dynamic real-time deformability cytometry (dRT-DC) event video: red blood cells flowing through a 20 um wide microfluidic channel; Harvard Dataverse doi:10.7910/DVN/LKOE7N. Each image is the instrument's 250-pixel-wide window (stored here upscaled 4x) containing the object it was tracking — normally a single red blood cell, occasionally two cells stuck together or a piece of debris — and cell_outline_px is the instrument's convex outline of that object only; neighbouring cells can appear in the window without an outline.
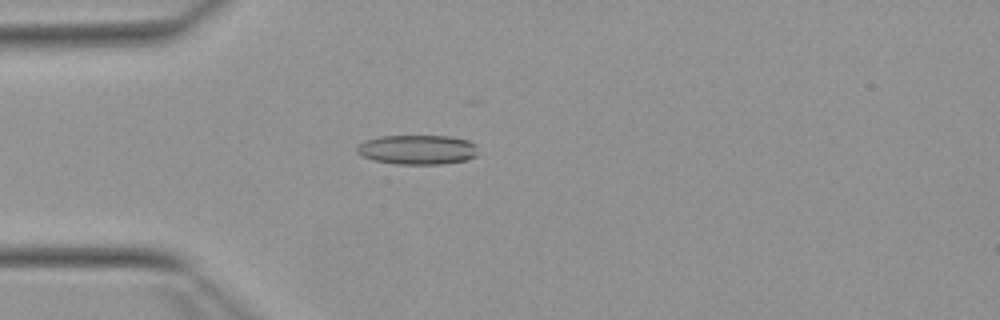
{"species": "Egyptian fruit bat (a non-hibernating species)", "species_latin": "Rousettus aegyptiacus", "temperature_condition": "warm", "stored_images_in_passage": 39, "camera_frame_rate_fps": 3000, "um_per_image_px": 0.085, "animal": {"sex": "female"}, "frame": {"image": 1, "passage_image": 14, "time_ms": 4.333, "image_size_px": [1000, 320], "cell_outline_px": [[476, 156], [464, 160], [444, 164], [396, 164], [372, 160], [356, 152], [356, 148], [364, 140], [380, 136], [452, 136], [468, 140], [476, 144]], "centroid_in_image_um": [35.47, 12.72], "position_along_channel_um": 49.5, "area_um2": 20.92}}
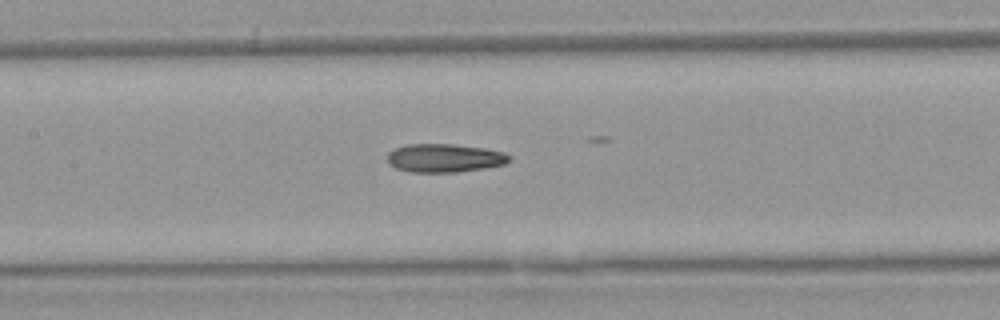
{"frame": {"image": 2, "passage_image": 24, "time_ms": 7.667, "image_size_px": [1000, 320], "cell_outline_px": [[512, 156], [504, 164], [484, 168], [456, 172], [412, 172], [396, 168], [388, 164], [388, 152], [396, 148], [408, 144], [452, 144], [484, 148], [504, 152]], "centroid_in_image_um": [37.77, 13.43], "position_along_channel_um": 169.6, "area_um2": 20.11}}
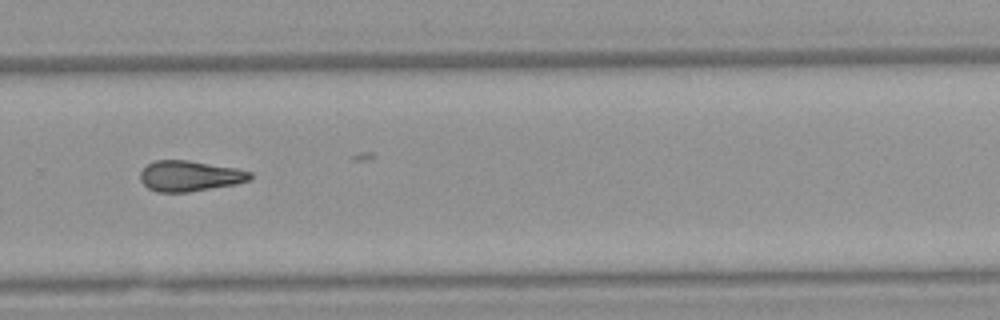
{"frame": {"image": 3, "passage_image": 35, "time_ms": 11.333, "image_size_px": [1000, 320], "cell_outline_px": [[252, 176], [248, 180], [236, 184], [188, 192], [156, 192], [148, 188], [140, 180], [140, 172], [148, 164], [156, 160], [188, 160], [236, 168], [252, 172]], "centroid_in_image_um": [16.11, 14.96], "position_along_channel_um": 313.7, "area_um2": 19.54}}